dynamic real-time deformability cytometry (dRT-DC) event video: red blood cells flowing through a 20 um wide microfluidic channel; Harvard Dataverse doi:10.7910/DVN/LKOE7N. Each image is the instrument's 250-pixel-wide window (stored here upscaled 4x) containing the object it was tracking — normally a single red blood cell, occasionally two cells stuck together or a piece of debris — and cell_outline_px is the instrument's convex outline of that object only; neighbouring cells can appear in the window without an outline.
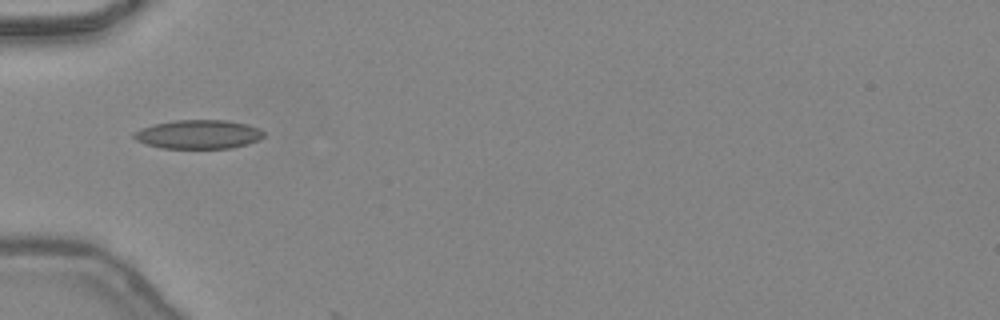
{"species": "common noctule bat (a hibernating species)", "species_latin": "Nyctalus noctula", "temperature_condition": "warm", "stored_images_in_passage": 2, "camera_frame_rate_fps": 3000, "um_per_image_px": 0.085, "animal": {"sex": "female", "body_mass_g": 24.6, "forearm_length_mm": 56.2}, "frame": {"image": 1, "passage_image": 1, "time_ms": 0.0, "image_size_px": [1000, 320], "cell_outline_px": [[264, 136], [260, 140], [248, 144], [232, 148], [160, 148], [144, 144], [136, 140], [132, 136], [132, 132], [140, 128], [152, 124], [176, 120], [228, 120], [248, 124], [260, 128], [264, 132]], "centroid_in_image_um": [16.86, 11.42], "position_along_channel_um": 68.1, "area_um2": 22.25}}